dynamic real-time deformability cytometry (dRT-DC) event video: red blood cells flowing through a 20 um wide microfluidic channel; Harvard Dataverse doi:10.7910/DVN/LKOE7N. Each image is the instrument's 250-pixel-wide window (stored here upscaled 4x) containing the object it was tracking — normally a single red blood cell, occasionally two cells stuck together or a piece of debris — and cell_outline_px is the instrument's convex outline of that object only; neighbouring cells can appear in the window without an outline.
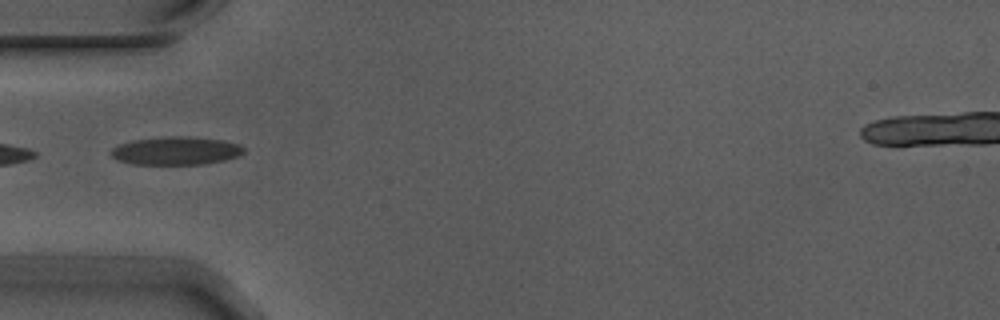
{"species": "Egyptian fruit bat (a non-hibernating species)", "species_latin": "Rousettus aegyptiacus", "temperature_condition": "warm", "stored_images_in_passage": 4, "camera_frame_rate_fps": 3000, "um_per_image_px": 0.085, "animal": {"sex": "male"}, "frame": {"image": 1, "passage_image": 3, "time_ms": 0.667, "image_size_px": [1000, 320], "cell_outline_px": [[244, 152], [240, 156], [224, 160], [204, 164], [132, 164], [120, 160], [112, 156], [112, 148], [120, 144], [132, 140], [168, 136], [188, 136], [224, 140], [240, 144], [244, 148]], "centroid_in_image_um": [15.01, 12.81], "position_along_channel_um": 70.0, "area_um2": 21.79}}